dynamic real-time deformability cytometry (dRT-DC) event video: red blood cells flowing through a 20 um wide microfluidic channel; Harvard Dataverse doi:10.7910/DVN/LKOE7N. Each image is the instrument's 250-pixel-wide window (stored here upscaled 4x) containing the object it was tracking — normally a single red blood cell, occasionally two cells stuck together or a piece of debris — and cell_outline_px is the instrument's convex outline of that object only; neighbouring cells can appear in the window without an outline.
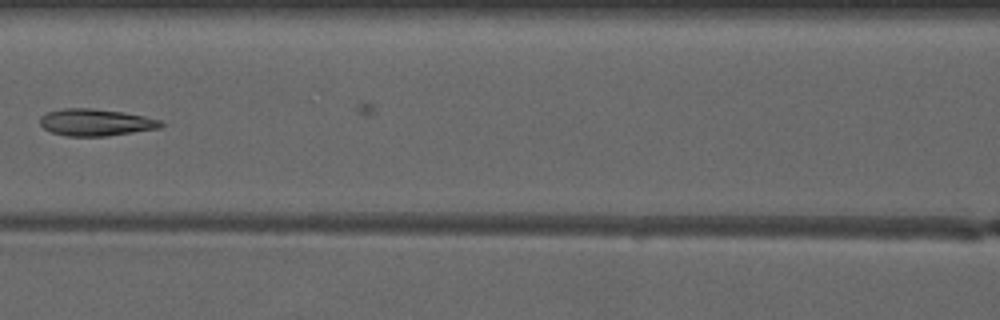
{"species": "common noctule bat (a hibernating species)", "species_latin": "Nyctalus noctula", "temperature_condition": "warm", "stored_images_in_passage": 7, "camera_frame_rate_fps": 3000, "um_per_image_px": 0.085, "animal": {"sex": "male", "forearm_length_mm": 52.5}, "frame": {"image": 1, "passage_image": 7, "time_ms": 7.667, "image_size_px": [1000, 320], "cell_outline_px": [[164, 124], [160, 128], [108, 136], [68, 136], [52, 132], [44, 128], [40, 124], [40, 116], [48, 112], [64, 108], [92, 108], [124, 112], [144, 116], [160, 120]], "centroid_in_image_um": [8.15, 10.4], "position_along_channel_um": 158.5, "area_um2": 18.96}}